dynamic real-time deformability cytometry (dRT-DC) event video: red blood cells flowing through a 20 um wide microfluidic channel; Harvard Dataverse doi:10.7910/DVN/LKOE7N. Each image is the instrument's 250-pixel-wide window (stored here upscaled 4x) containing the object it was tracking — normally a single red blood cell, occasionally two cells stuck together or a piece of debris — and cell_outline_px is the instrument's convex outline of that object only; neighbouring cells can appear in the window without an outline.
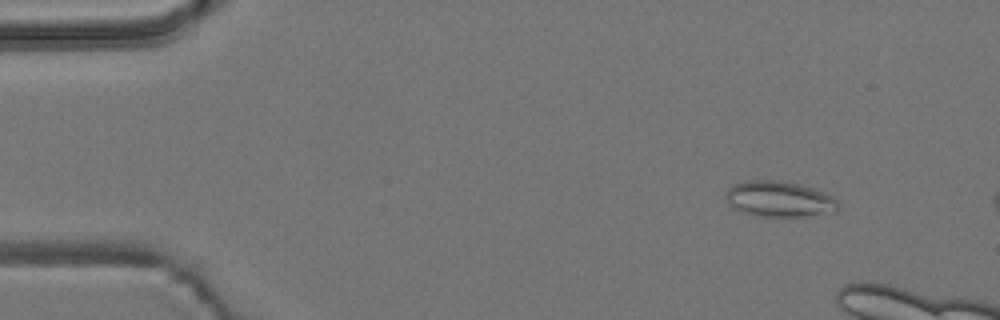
{"species": "common noctule bat (a hibernating species)", "species_latin": "Nyctalus noctula", "temperature_condition": "room temperature", "stored_images_in_passage": 3, "camera_frame_rate_fps": 3000, "um_per_image_px": 0.085, "animal": {"sex": "male", "body_mass_g": 19.2, "forearm_length_mm": 51.8}, "frame": {"image": 1, "passage_image": 1, "time_ms": 0.0, "image_size_px": [1000, 320], "cell_outline_px": [[840, 208], [836, 212], [808, 216], [760, 216], [744, 212], [732, 208], [728, 204], [724, 196], [728, 188], [732, 184], [744, 180], [780, 180], [800, 184], [824, 192], [832, 196], [840, 204]], "centroid_in_image_um": [66.23, 16.91], "position_along_channel_um": 18.8, "area_um2": 23.76}}